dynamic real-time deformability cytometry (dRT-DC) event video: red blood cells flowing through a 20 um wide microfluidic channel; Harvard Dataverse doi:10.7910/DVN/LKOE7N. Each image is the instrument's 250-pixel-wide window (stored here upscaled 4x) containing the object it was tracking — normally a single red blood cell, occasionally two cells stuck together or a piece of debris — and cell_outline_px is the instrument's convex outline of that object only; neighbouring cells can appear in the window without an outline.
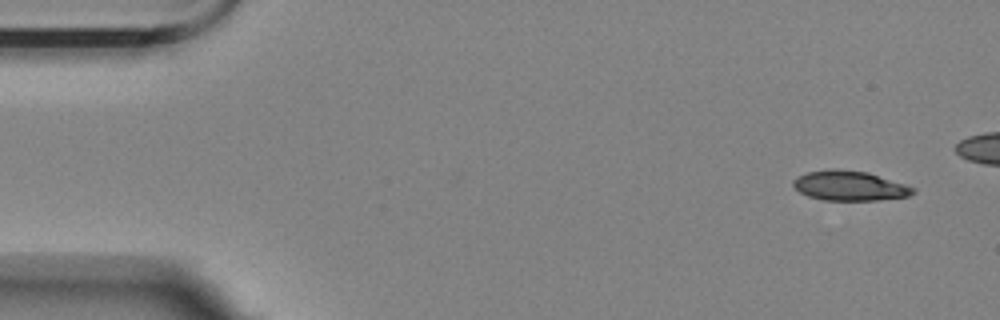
{"species": "Egyptian fruit bat (a non-hibernating species)", "species_latin": "Rousettus aegyptiacus", "temperature_condition": "room temperature", "stored_images_in_passage": 6, "camera_frame_rate_fps": 3000, "um_per_image_px": 0.085, "animal": {"sex": "female"}, "frame": {"image": 1, "passage_image": 1, "time_ms": 0.0, "image_size_px": [1000, 320], "cell_outline_px": [[916, 192], [908, 196], [876, 200], [824, 200], [808, 196], [800, 192], [792, 184], [792, 180], [796, 176], [808, 172], [832, 168], [868, 172], [916, 188]], "centroid_in_image_um": [72.2, 15.78], "position_along_channel_um": 12.8, "area_um2": 20.75}}
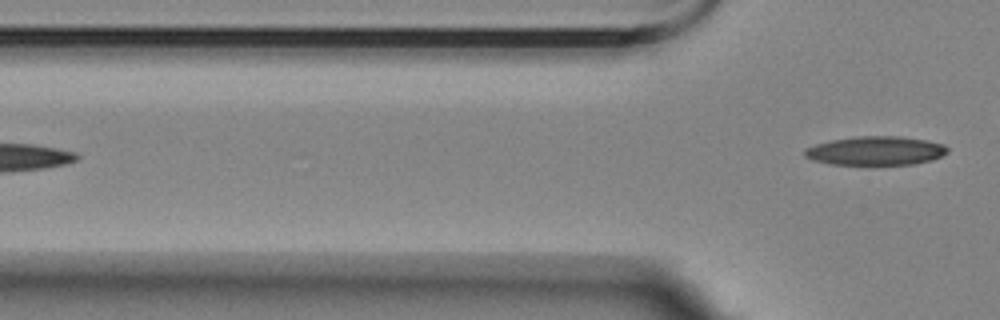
{"frame": {"image": 2, "passage_image": 6, "time_ms": 6.333, "image_size_px": [1000, 320], "cell_outline_px": [[948, 152], [932, 160], [912, 164], [832, 164], [812, 160], [804, 156], [804, 148], [816, 144], [832, 140], [860, 136], [900, 136], [928, 140], [944, 144], [948, 148]], "centroid_in_image_um": [74.44, 12.81], "position_along_channel_um": 51.4, "area_um2": 23.93}}